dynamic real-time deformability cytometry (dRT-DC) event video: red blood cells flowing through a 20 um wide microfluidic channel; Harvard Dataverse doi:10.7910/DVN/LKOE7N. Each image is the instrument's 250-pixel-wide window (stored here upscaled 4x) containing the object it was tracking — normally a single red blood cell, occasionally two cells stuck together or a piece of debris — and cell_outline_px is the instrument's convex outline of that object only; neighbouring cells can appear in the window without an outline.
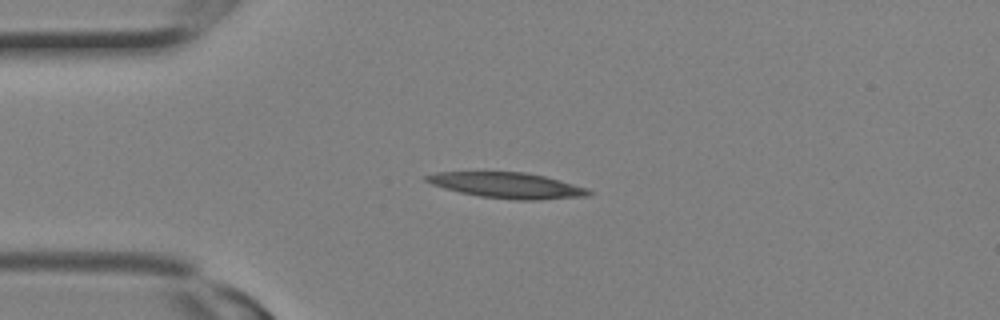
{"species": "Egyptian fruit bat (a non-hibernating species)", "species_latin": "Rousettus aegyptiacus", "temperature_condition": "room temperature", "stored_images_in_passage": 1, "camera_frame_rate_fps": 3000, "um_per_image_px": 0.085, "animal": {"sex": "female"}, "frame": {"image": 1, "passage_image": 1, "time_ms": 0.0, "image_size_px": [1000, 320], "cell_outline_px": [[592, 192], [588, 196], [540, 200], [516, 200], [480, 196], [460, 192], [444, 188], [432, 184], [424, 180], [424, 176], [436, 172], [528, 172], [560, 180], [588, 188]], "centroid_in_image_um": [43.13, 15.75], "position_along_channel_um": 41.9, "area_um2": 24.28}}